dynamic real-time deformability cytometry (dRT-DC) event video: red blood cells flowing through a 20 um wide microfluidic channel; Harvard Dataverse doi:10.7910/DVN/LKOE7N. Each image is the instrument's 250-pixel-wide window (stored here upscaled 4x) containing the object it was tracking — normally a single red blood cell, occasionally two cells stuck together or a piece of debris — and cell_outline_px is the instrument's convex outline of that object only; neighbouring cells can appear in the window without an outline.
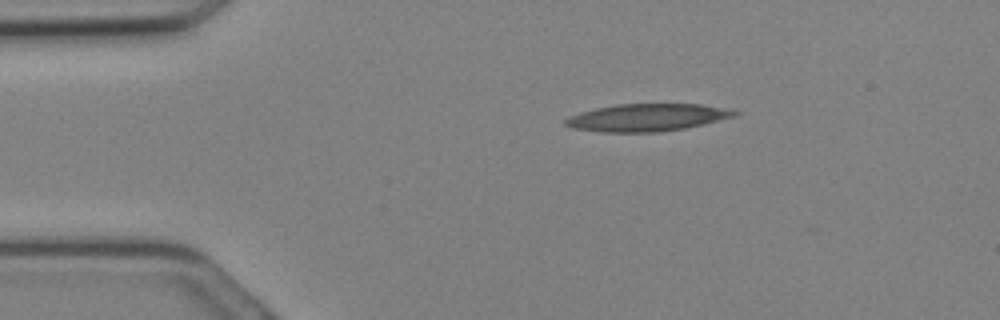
{"species": "Egyptian fruit bat (a non-hibernating species)", "species_latin": "Rousettus aegyptiacus", "temperature_condition": "cold", "stored_images_in_passage": 8, "camera_frame_rate_fps": 3000, "um_per_image_px": 0.085, "animal": {"sex": "female"}, "frame": {"image": 1, "passage_image": 1, "time_ms": 0.0, "image_size_px": [1000, 320], "cell_outline_px": [[740, 112], [736, 116], [704, 124], [684, 128], [656, 132], [600, 132], [572, 128], [564, 124], [564, 120], [568, 116], [580, 112], [596, 108], [616, 104], [700, 104]], "centroid_in_image_um": [54.94, 9.99], "position_along_channel_um": 30.1, "area_um2": 26.88}}
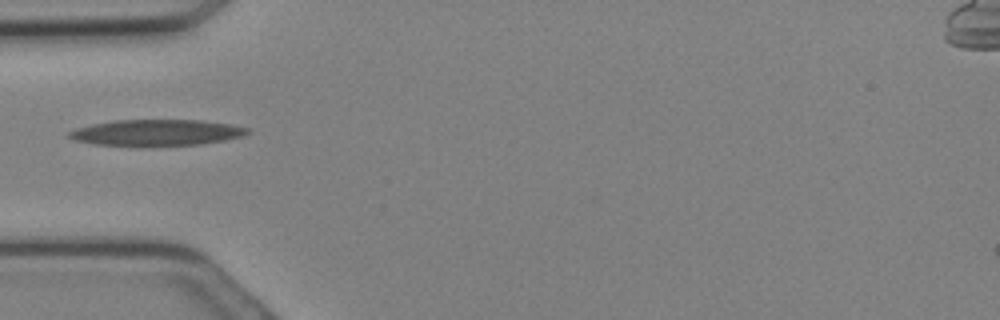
{"frame": {"image": 2, "passage_image": 5, "time_ms": 1.333, "image_size_px": [1000, 320], "cell_outline_px": [[252, 132], [244, 136], [224, 140], [200, 144], [136, 148], [92, 144], [72, 140], [68, 136], [68, 132], [76, 128], [92, 124], [116, 120], [204, 120], [232, 124], [252, 128]], "centroid_in_image_um": [13.31, 11.3], "position_along_channel_um": 71.7, "area_um2": 28.32}}
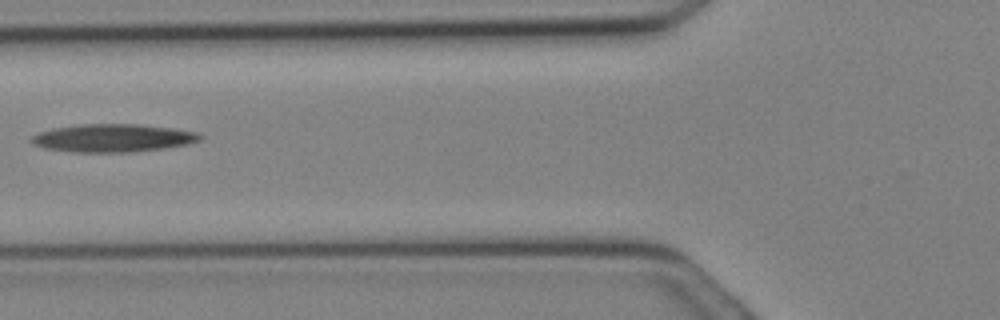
{"frame": {"image": 3, "passage_image": 7, "time_ms": 2.0, "image_size_px": [1000, 320], "cell_outline_px": [[204, 136], [200, 140], [188, 144], [164, 148], [132, 152], [72, 152], [44, 148], [32, 144], [28, 140], [32, 136], [40, 132], [52, 128], [76, 124], [140, 124], [176, 128], [196, 132]], "centroid_in_image_um": [9.58, 11.72], "position_along_channel_um": 116.2, "area_um2": 27.8}}